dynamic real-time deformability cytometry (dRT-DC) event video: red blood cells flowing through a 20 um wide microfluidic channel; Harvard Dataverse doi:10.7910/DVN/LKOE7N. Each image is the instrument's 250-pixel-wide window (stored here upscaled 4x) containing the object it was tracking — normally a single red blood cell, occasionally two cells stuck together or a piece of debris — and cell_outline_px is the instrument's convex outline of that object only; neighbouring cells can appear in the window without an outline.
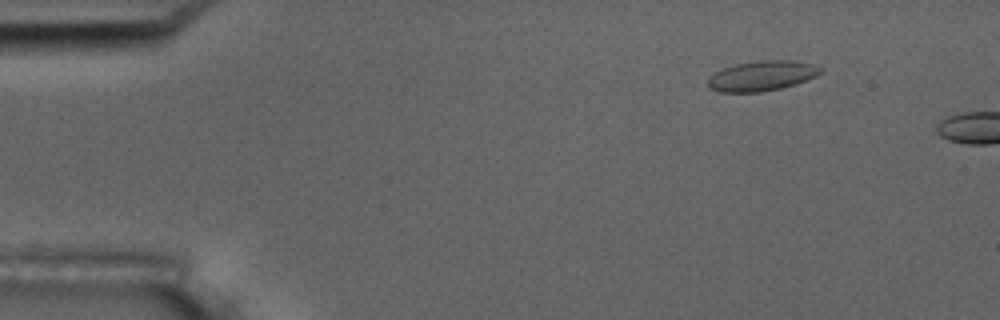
{"species": "common noctule bat (a hibernating species)", "species_latin": "Nyctalus noctula", "temperature_condition": "room temperature", "stored_images_in_passage": 2, "camera_frame_rate_fps": 3000, "um_per_image_px": 0.085, "animal": {"sex": "male", "body_mass_g": 17.5, "forearm_length_mm": 52.3}, "frame": {"image": 1, "passage_image": 2, "time_ms": 1.333, "image_size_px": [1000, 320], "cell_outline_px": [[820, 72], [816, 76], [796, 84], [780, 88], [760, 92], [720, 92], [712, 88], [708, 84], [708, 80], [716, 72], [724, 68], [736, 64], [760, 60], [792, 60], [812, 64], [820, 68]], "centroid_in_image_um": [64.77, 6.44], "position_along_channel_um": 20.2, "area_um2": 19.36}}